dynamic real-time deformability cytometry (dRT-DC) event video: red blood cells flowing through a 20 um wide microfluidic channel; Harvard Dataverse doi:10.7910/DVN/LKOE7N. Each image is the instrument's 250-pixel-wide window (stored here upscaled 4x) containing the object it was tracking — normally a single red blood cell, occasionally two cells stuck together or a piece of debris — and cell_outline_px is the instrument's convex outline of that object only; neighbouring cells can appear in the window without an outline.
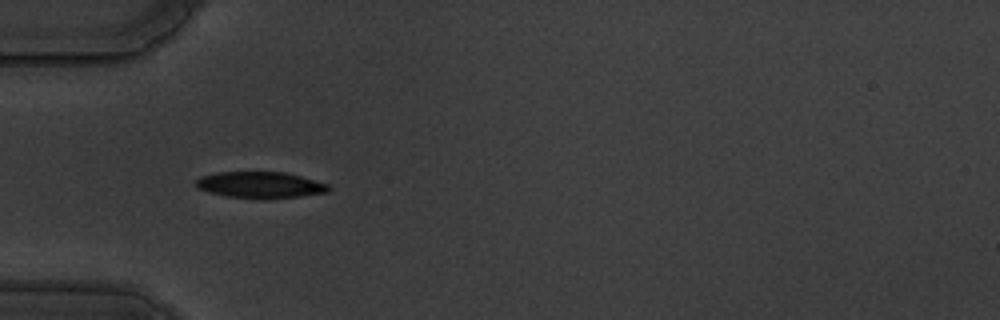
{"species": "common noctule bat (a hibernating species)", "species_latin": "Nyctalus noctula", "temperature_condition": "warm", "stored_images_in_passage": 40, "camera_frame_rate_fps": 3000, "um_per_image_px": 0.085, "animal": {"sex": "male", "body_mass_g": 19.5, "forearm_length_mm": 54.6}, "frame": {"image": 1, "passage_image": 1, "time_ms": 0.0, "image_size_px": [1000, 320], "cell_outline_px": [[332, 188], [328, 192], [300, 196], [228, 196], [208, 192], [196, 188], [196, 180], [200, 176], [216, 172], [284, 172], [300, 176], [328, 184]], "centroid_in_image_um": [22.09, 15.67], "position_along_channel_um": 62.9, "area_um2": 19.54}}
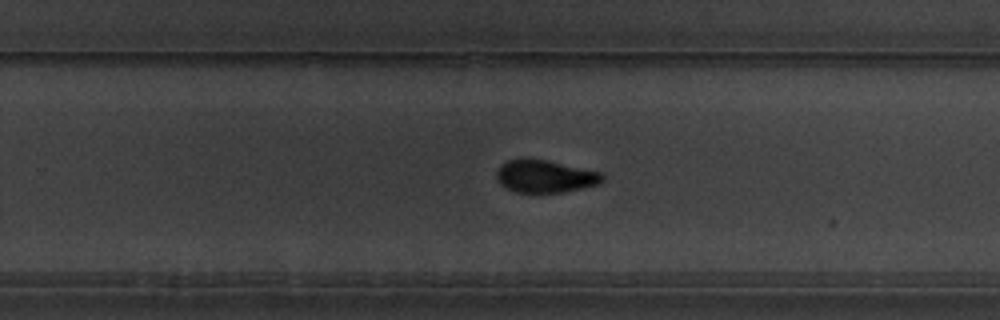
{"frame": {"image": 2, "passage_image": 20, "time_ms": 6.333, "image_size_px": [1000, 320], "cell_outline_px": [[604, 180], [596, 184], [564, 192], [516, 192], [504, 188], [496, 180], [496, 172], [500, 164], [508, 160], [520, 156], [524, 156], [548, 160], [600, 172], [604, 176]], "centroid_in_image_um": [46.24, 14.95], "position_along_channel_um": 283.6, "area_um2": 20.46}}
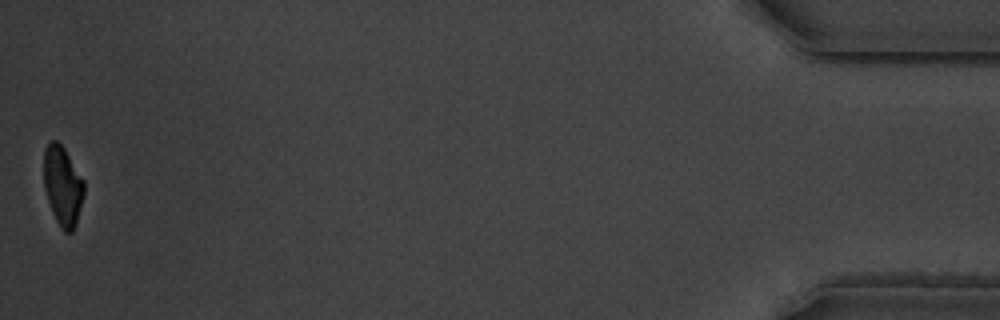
{"frame": {"image": 3, "passage_image": 40, "time_ms": 13.0, "image_size_px": [1000, 320], "cell_outline_px": [[84, 192], [76, 224], [72, 232], [64, 232], [60, 228], [52, 212], [44, 188], [44, 148], [52, 140], [56, 140], [64, 148], [84, 180]], "centroid_in_image_um": [5.32, 15.8], "position_along_channel_um": 429.9, "area_um2": 18.55}, "authors_computed_cell_mechanics": {"area_um2": 20.6057, "velocity_mm_per_s": 3.5254, "shape_relaxation_time_tau1_ms": 2.4577, "shape_relaxation_time_tau2_ms": 1.7762, "deformation_change_tau1": 0.1543, "deformation_change_tau2": 0.073}}